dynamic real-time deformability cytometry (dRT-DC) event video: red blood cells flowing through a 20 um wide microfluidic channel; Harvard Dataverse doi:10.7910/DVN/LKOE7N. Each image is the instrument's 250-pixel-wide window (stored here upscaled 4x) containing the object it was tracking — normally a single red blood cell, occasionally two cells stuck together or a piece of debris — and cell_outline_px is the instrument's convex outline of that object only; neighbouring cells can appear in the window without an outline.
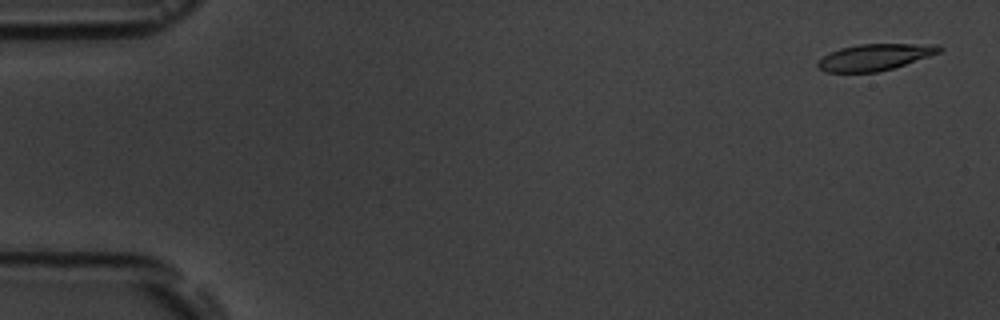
{"species": "common noctule bat (a hibernating species)", "species_latin": "Nyctalus noctula", "temperature_condition": "room temperature", "stored_images_in_passage": 5, "camera_frame_rate_fps": 3000, "um_per_image_px": 0.085, "animal": {"sex": "male", "body_mass_g": 19.5, "forearm_length_mm": 54.6}, "frame": {"image": 1, "passage_image": 1, "time_ms": 0.0, "image_size_px": [1000, 320], "cell_outline_px": [[944, 48], [940, 52], [892, 68], [876, 72], [824, 72], [816, 64], [828, 52], [840, 48], [860, 44], [936, 44]], "centroid_in_image_um": [74.34, 4.85], "position_along_channel_um": 10.7, "area_um2": 18.5}}
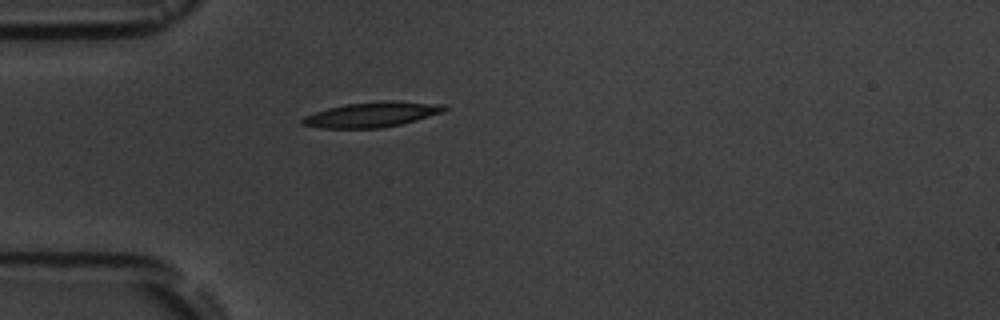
{"frame": {"image": 2, "passage_image": 5, "time_ms": 4.667, "image_size_px": [1000, 320], "cell_outline_px": [[448, 108], [444, 112], [416, 120], [400, 124], [380, 128], [320, 128], [300, 124], [300, 120], [304, 116], [328, 108], [344, 104], [384, 100], [396, 100], [444, 104]], "centroid_in_image_um": [31.63, 9.72], "position_along_channel_um": 53.4, "area_um2": 20.98}}